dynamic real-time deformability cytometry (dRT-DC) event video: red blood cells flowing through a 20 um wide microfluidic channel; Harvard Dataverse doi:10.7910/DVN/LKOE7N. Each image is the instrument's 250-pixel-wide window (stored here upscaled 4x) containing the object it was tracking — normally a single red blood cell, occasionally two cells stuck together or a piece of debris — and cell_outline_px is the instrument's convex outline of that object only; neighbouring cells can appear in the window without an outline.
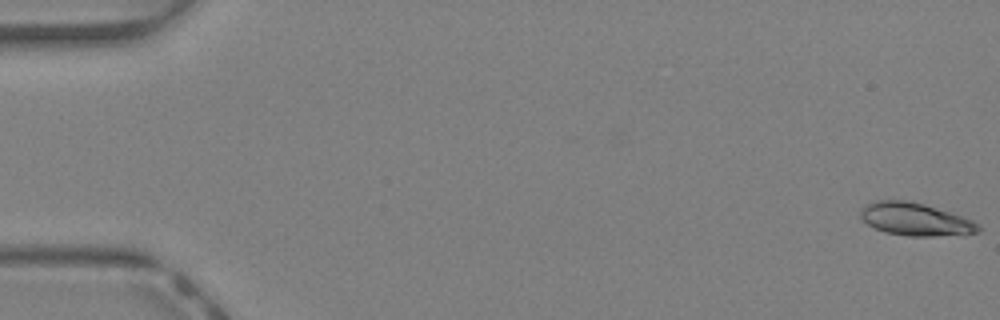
{"species": "Egyptian fruit bat (a non-hibernating species)", "species_latin": "Rousettus aegyptiacus", "temperature_condition": "warm", "stored_images_in_passage": 45, "camera_frame_rate_fps": 3000, "um_per_image_px": 0.085, "animal": {"sex": "female"}, "frame": {"image": 1, "passage_image": 1, "time_ms": 0.0, "image_size_px": [1000, 320], "cell_outline_px": [[980, 232], [932, 236], [908, 236], [884, 232], [868, 224], [860, 216], [860, 212], [868, 204], [876, 200], [904, 200], [924, 204], [972, 220], [980, 224]], "centroid_in_image_um": [77.8, 18.64], "position_along_channel_um": 7.2, "area_um2": 22.02}}
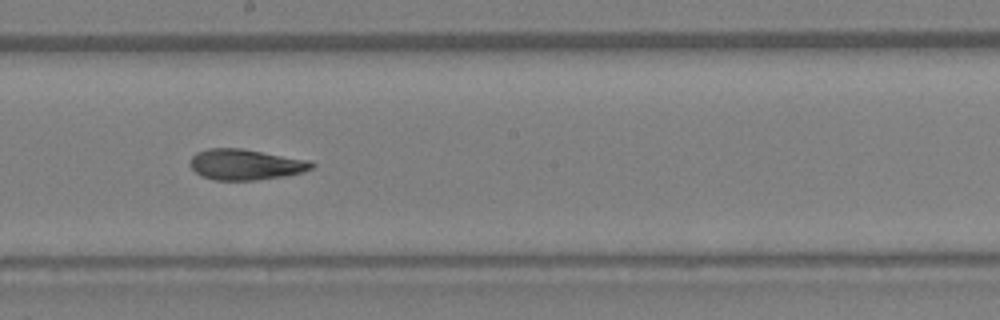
{"frame": {"image": 2, "passage_image": 25, "time_ms": 8.0, "image_size_px": [1000, 320], "cell_outline_px": [[316, 164], [312, 168], [300, 172], [284, 176], [256, 180], [216, 180], [200, 176], [188, 164], [192, 156], [196, 152], [208, 148], [240, 148], [308, 160]], "centroid_in_image_um": [20.82, 13.98], "position_along_channel_um": 227.4, "area_um2": 21.68}}
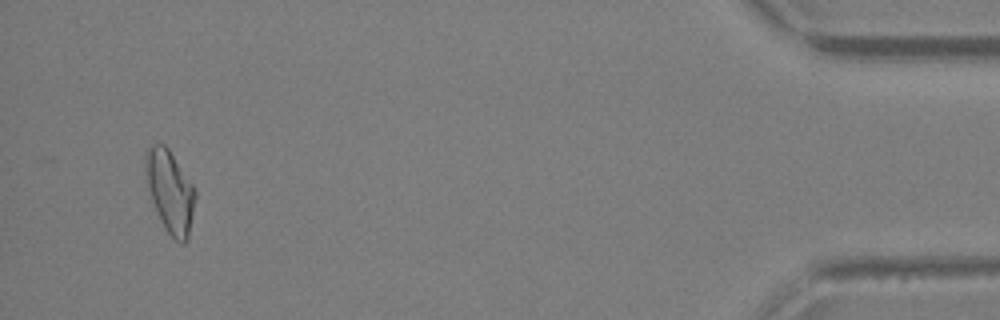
{"frame": {"image": 3, "passage_image": 42, "time_ms": 13.667, "image_size_px": [1000, 320], "cell_outline_px": [[196, 196], [188, 240], [184, 244], [180, 244], [168, 232], [160, 220], [152, 200], [144, 168], [144, 156], [148, 148], [152, 144], [164, 144], [168, 148], [192, 184], [196, 192]], "centroid_in_image_um": [14.46, 16.27], "position_along_channel_um": 420.7, "area_um2": 23.58}, "authors_computed_cell_mechanics": {"area_um2": 21.675, "velocity_mm_per_s": 4.7764, "shape_relaxation_time_tau1_ms": null, "shape_relaxation_time_tau2_ms": 3.2133, "deformation_change_tau1": null, "deformation_change_tau2": 0.1134}}